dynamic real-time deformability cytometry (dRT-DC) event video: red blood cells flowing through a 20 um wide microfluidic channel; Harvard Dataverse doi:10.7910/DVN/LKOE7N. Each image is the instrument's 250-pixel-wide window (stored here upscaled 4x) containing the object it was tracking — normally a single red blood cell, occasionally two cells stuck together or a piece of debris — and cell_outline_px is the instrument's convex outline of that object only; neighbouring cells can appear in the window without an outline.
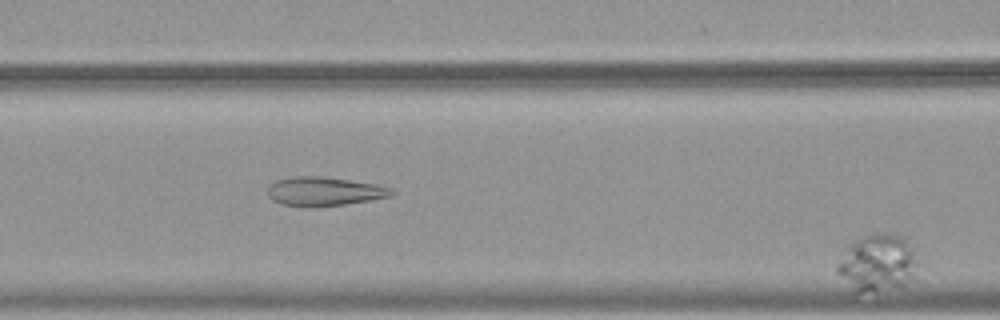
{"species": "common noctule bat (a hibernating species)", "species_latin": "Nyctalus noctula", "temperature_condition": "warm", "stored_images_in_passage": 24, "camera_frame_rate_fps": 3000, "um_per_image_px": 0.085, "animal": {"sex": "female", "body_mass_g": 19.9}, "frame": {"image": 1, "passage_image": 24, "time_ms": 7.667, "image_size_px": [1000, 320], "cell_outline_px": [[916, 264], [904, 284], [876, 292], [856, 292], [836, 272], [836, 268], [848, 244], [864, 236], [876, 232], [888, 232], [904, 236], [912, 248]], "centroid_in_image_um": [74.53, 22.3], "position_along_channel_um": 92.1, "area_um2": 26.18}}